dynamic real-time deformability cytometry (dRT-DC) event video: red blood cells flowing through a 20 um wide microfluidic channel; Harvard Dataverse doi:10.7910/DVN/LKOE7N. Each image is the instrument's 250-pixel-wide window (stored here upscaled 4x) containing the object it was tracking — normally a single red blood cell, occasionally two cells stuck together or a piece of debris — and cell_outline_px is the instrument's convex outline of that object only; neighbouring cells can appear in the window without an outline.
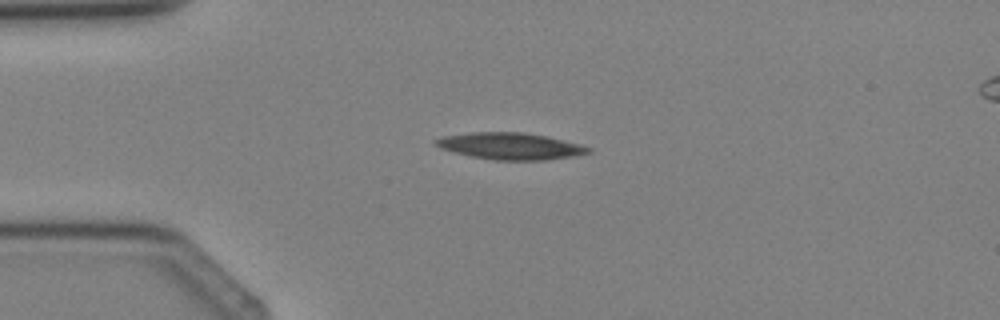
{"species": "Egyptian fruit bat (a non-hibernating species)", "species_latin": "Rousettus aegyptiacus", "temperature_condition": "cold", "stored_images_in_passage": 3, "camera_frame_rate_fps": 3000, "um_per_image_px": 0.085, "animal": {"sex": "female"}, "frame": {"image": 1, "passage_image": 2, "time_ms": 1.333, "image_size_px": [1000, 320], "cell_outline_px": [[592, 152], [572, 156], [548, 160], [492, 160], [452, 152], [440, 148], [432, 144], [432, 140], [444, 136], [472, 132], [524, 132], [548, 136], [580, 144], [592, 148]], "centroid_in_image_um": [43.36, 12.41], "position_along_channel_um": 41.6, "area_um2": 23.99}}